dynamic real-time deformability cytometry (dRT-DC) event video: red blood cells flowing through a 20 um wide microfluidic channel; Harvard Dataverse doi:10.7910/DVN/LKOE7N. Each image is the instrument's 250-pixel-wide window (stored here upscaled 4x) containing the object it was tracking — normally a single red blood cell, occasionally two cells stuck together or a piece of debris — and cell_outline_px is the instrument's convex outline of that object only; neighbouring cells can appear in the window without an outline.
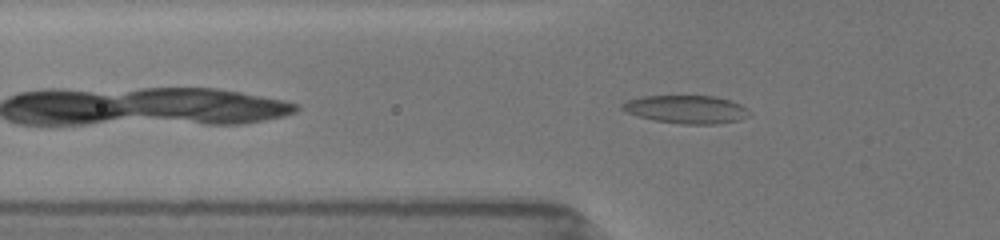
{"species": "common noctule bat (a hibernating species)", "species_latin": "Nyctalus noctula", "temperature_condition": "room temperature", "stored_images_in_passage": 61, "camera_frame_rate_fps": 3000, "um_per_image_px": 0.085, "animal": {"sex": "female", "body_mass_g": 19.5, "forearm_length_mm": 54.1}, "frame": {"image": 1, "passage_image": 12, "time_ms": 1.667, "image_size_px": [1000, 240], "cell_outline_px": [[752, 112], [748, 116], [736, 120], [716, 124], [680, 124], [656, 120], [640, 116], [628, 112], [620, 108], [620, 104], [628, 100], [644, 96], [716, 96], [740, 104], [748, 108]], "centroid_in_image_um": [58.36, 9.29], "position_along_channel_um": 67.4, "area_um2": 20.63}}
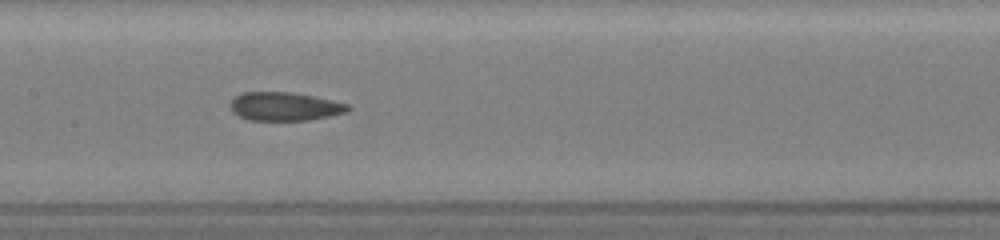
{"frame": {"image": 2, "passage_image": 30, "time_ms": 4.667, "image_size_px": [1000, 240], "cell_outline_px": [[352, 108], [348, 112], [308, 120], [248, 120], [232, 112], [228, 104], [236, 96], [244, 92], [292, 92], [332, 100], [348, 104]], "centroid_in_image_um": [24.19, 9.05], "position_along_channel_um": 183.2, "area_um2": 19.54}}
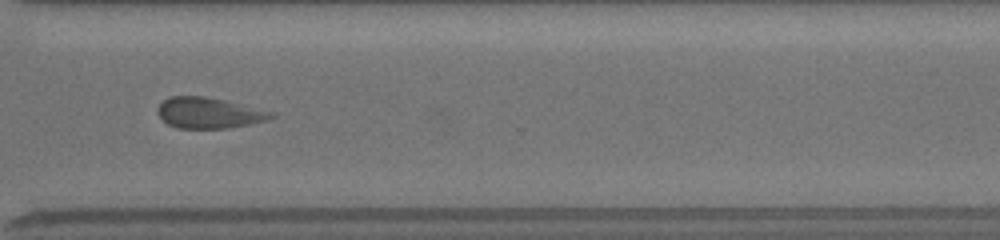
{"frame": {"image": 3, "passage_image": 58, "time_ms": 9.0, "image_size_px": [1000, 240], "cell_outline_px": [[276, 116], [264, 120], [248, 124], [228, 128], [176, 128], [168, 124], [156, 112], [156, 108], [168, 96], [204, 96], [224, 100], [276, 112]], "centroid_in_image_um": [17.74, 9.59], "position_along_channel_um": 352.9, "area_um2": 20.35}}